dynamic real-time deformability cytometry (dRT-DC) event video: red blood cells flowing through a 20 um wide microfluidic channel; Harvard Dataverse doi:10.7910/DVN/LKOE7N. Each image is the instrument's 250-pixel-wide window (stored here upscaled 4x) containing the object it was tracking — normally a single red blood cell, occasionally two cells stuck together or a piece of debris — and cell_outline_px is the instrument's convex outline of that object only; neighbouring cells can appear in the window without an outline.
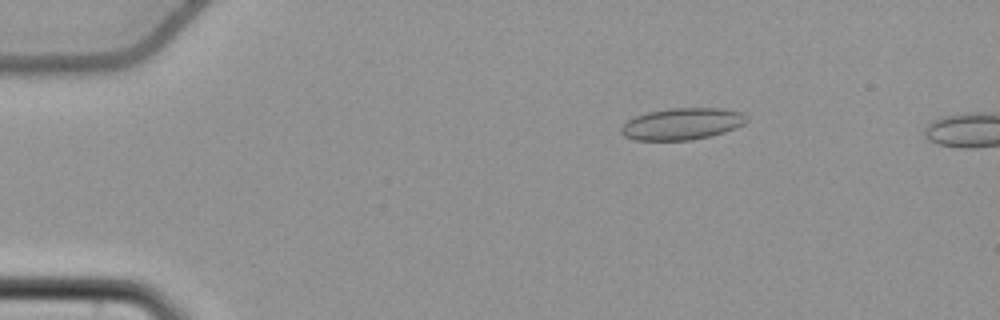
{"species": "common noctule bat (a hibernating species)", "species_latin": "Nyctalus noctula", "temperature_condition": "cold", "stored_images_in_passage": 8, "camera_frame_rate_fps": 3000, "um_per_image_px": 0.085, "animal": {"sex": "female", "body_mass_g": 22.7, "forearm_length_mm": 54.2}, "frame": {"image": 1, "passage_image": 5, "time_ms": 1.333, "image_size_px": [1000, 320], "cell_outline_px": [[748, 120], [744, 124], [736, 128], [724, 132], [692, 140], [636, 140], [624, 136], [620, 132], [620, 128], [628, 120], [636, 116], [648, 112], [672, 108], [724, 108], [740, 112], [748, 116]], "centroid_in_image_um": [58.0, 10.52], "position_along_channel_um": 27.0, "area_um2": 23.18}}